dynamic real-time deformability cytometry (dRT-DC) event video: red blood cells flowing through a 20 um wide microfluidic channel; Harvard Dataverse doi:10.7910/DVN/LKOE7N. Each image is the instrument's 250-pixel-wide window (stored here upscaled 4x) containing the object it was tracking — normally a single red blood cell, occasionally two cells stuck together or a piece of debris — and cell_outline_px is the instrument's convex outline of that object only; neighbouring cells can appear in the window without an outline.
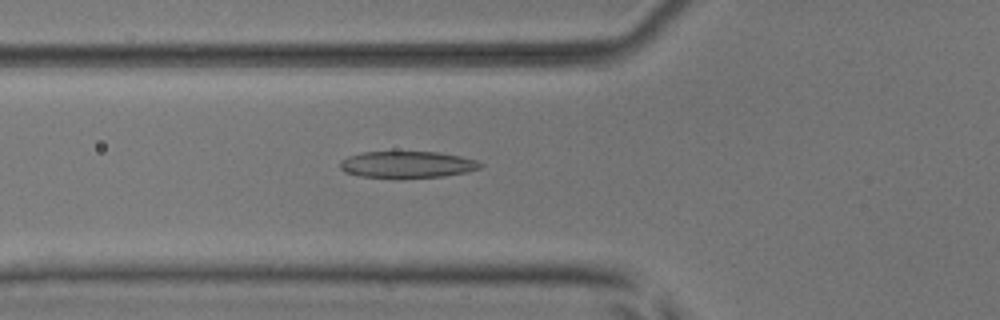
{"species": "common noctule bat (a hibernating species)", "species_latin": "Nyctalus noctula", "temperature_condition": "room temperature", "stored_images_in_passage": 38, "camera_frame_rate_fps": 3000, "um_per_image_px": 0.085, "animal": {"sex": "male", "body_mass_g": 17.9, "forearm_length_mm": 54.2}, "frame": {"image": 1, "passage_image": 4, "time_ms": 1.0, "image_size_px": [1000, 320], "cell_outline_px": [[484, 164], [480, 168], [468, 172], [444, 176], [360, 176], [344, 172], [340, 168], [340, 160], [348, 156], [360, 152], [436, 152], [460, 156], [476, 160]], "centroid_in_image_um": [34.61, 13.96], "position_along_channel_um": 91.2, "area_um2": 21.27}}
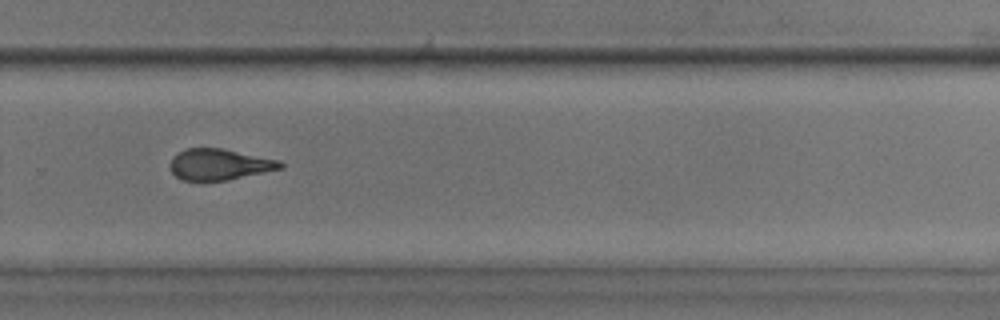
{"frame": {"image": 2, "passage_image": 21, "time_ms": 6.667, "image_size_px": [1000, 320], "cell_outline_px": [[284, 168], [228, 180], [180, 180], [172, 172], [172, 156], [176, 152], [188, 148], [224, 148], [280, 160], [284, 164]], "centroid_in_image_um": [18.69, 13.96], "position_along_channel_um": 311.1, "area_um2": 20.06}}
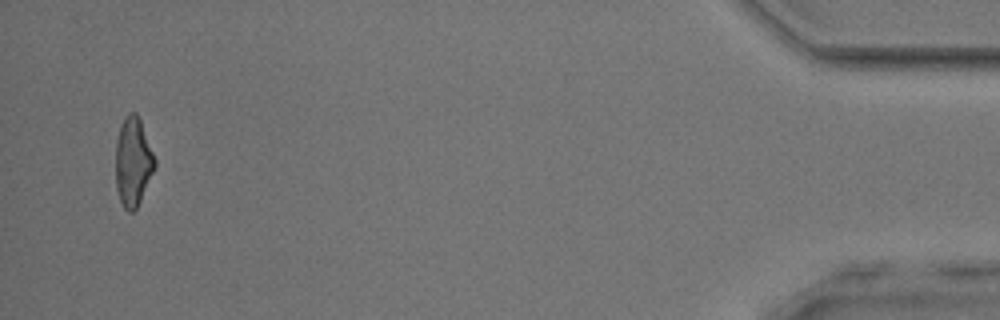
{"frame": {"image": 3, "passage_image": 36, "time_ms": 11.667, "image_size_px": [1000, 320], "cell_outline_px": [[156, 164], [140, 200], [136, 208], [132, 212], [128, 212], [124, 208], [120, 200], [116, 188], [116, 140], [120, 124], [124, 116], [128, 112], [136, 112], [140, 120], [156, 160]], "centroid_in_image_um": [11.29, 13.72], "position_along_channel_um": 423.9, "area_um2": 20.11}, "authors_computed_cell_mechanics": {"area_um2": 21.0681, "velocity_mm_per_s": 3.8893, "shape_relaxation_time_tau1_ms": 3.9301, "shape_relaxation_time_tau2_ms": 1.8766, "deformation_change_tau1": 0.1708, "deformation_change_tau2": 0.1129}}